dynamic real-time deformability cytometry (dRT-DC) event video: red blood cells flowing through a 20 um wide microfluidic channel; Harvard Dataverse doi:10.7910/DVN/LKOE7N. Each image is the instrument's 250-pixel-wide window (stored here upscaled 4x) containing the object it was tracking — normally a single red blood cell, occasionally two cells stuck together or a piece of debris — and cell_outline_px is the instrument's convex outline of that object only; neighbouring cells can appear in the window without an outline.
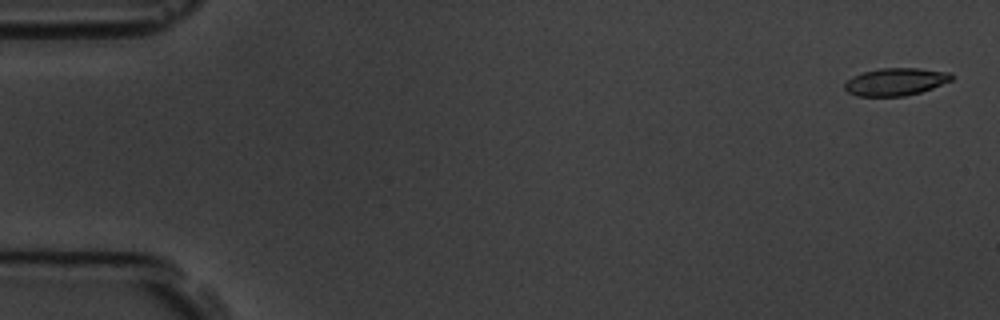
{"species": "common noctule bat (a hibernating species)", "species_latin": "Nyctalus noctula", "temperature_condition": "room temperature", "stored_images_in_passage": 7, "camera_frame_rate_fps": 3000, "um_per_image_px": 0.085, "animal": {"sex": "male", "body_mass_g": 19.5, "forearm_length_mm": 54.6}, "frame": {"image": 1, "passage_image": 1, "time_ms": 0.0, "image_size_px": [1000, 320], "cell_outline_px": [[952, 80], [932, 88], [920, 92], [904, 96], [856, 96], [848, 92], [844, 88], [844, 84], [852, 76], [864, 72], [880, 68], [920, 68], [952, 72]], "centroid_in_image_um": [76.13, 6.94], "position_along_channel_um": 8.9, "area_um2": 17.17}}
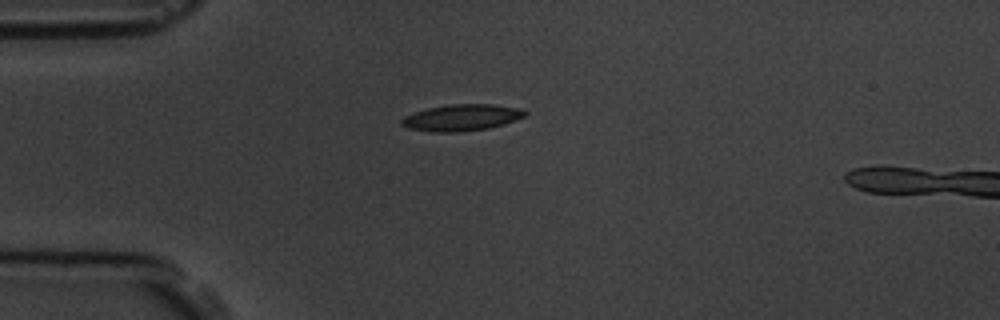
{"frame": {"image": 2, "passage_image": 5, "time_ms": 4.333, "image_size_px": [1000, 320], "cell_outline_px": [[528, 112], [524, 116], [516, 120], [504, 124], [488, 128], [460, 132], [432, 132], [408, 128], [400, 124], [400, 120], [404, 116], [428, 108], [448, 104], [492, 104], [520, 108]], "centroid_in_image_um": [39.23, 9.99], "position_along_channel_um": 45.8, "area_um2": 19.07}}
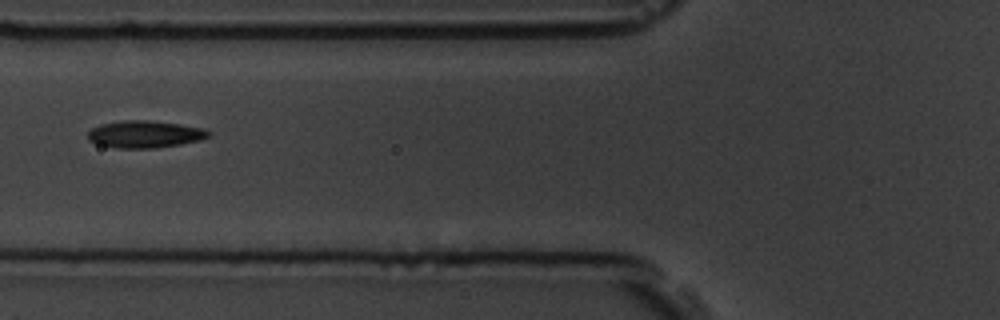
{"frame": {"image": 3, "passage_image": 7, "time_ms": 6.667, "image_size_px": [1000, 320], "cell_outline_px": [[212, 132], [208, 136], [200, 140], [180, 144], [156, 148], [112, 148], [88, 140], [88, 132], [92, 128], [100, 124], [124, 120], [148, 120], [180, 124], [204, 128]], "centroid_in_image_um": [12.31, 11.41], "position_along_channel_um": 113.5, "area_um2": 19.13}}